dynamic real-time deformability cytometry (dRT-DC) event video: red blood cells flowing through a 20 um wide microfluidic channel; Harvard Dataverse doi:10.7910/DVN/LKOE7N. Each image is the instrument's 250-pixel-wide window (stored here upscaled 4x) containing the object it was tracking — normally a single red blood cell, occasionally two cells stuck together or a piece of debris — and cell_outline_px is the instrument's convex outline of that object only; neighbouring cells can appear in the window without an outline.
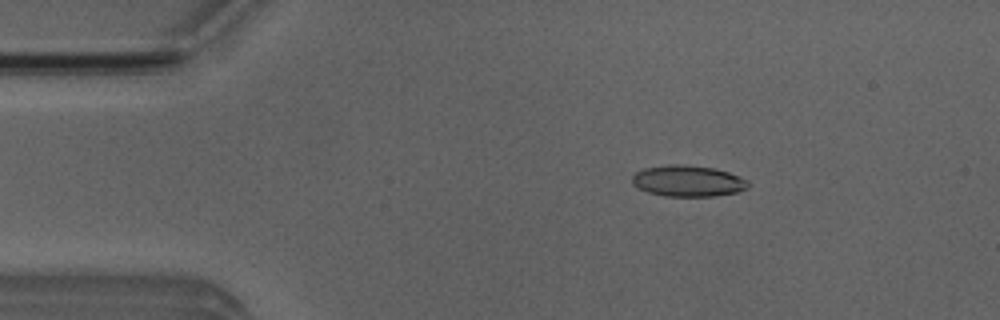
{"species": "Egyptian fruit bat (a non-hibernating species)", "species_latin": "Rousettus aegyptiacus", "temperature_condition": "room temperature", "stored_images_in_passage": 8, "camera_frame_rate_fps": 3000, "um_per_image_px": 0.085, "animal": {"sex": "male"}, "frame": {"image": 1, "passage_image": 3, "time_ms": 0.667, "image_size_px": [1000, 320], "cell_outline_px": [[752, 184], [748, 188], [736, 192], [712, 196], [664, 196], [648, 192], [632, 184], [632, 176], [636, 172], [644, 168], [668, 164], [684, 164], [716, 168], [740, 176], [748, 180]], "centroid_in_image_um": [58.5, 15.37], "position_along_channel_um": 26.5, "area_um2": 21.27}}
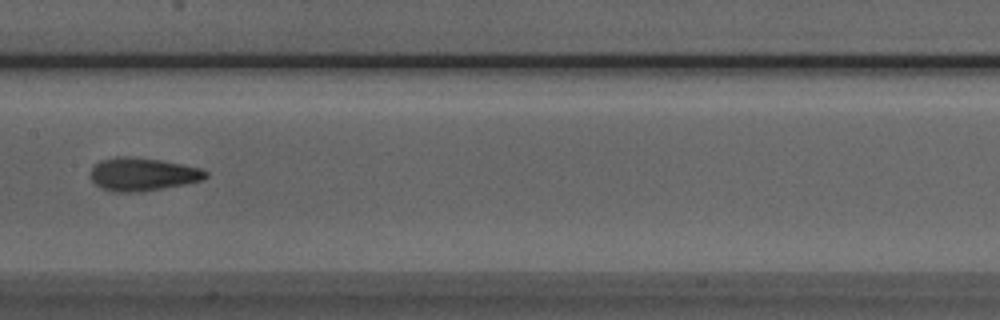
{"frame": {"image": 2, "passage_image": 8, "time_ms": 2.333, "image_size_px": [1000, 320], "cell_outline_px": [[208, 176], [204, 180], [184, 184], [136, 192], [112, 192], [100, 188], [92, 180], [92, 168], [100, 160], [116, 156], [128, 156], [160, 160], [200, 168], [208, 172]], "centroid_in_image_um": [12.12, 14.81], "position_along_channel_um": 195.3, "area_um2": 22.02}}